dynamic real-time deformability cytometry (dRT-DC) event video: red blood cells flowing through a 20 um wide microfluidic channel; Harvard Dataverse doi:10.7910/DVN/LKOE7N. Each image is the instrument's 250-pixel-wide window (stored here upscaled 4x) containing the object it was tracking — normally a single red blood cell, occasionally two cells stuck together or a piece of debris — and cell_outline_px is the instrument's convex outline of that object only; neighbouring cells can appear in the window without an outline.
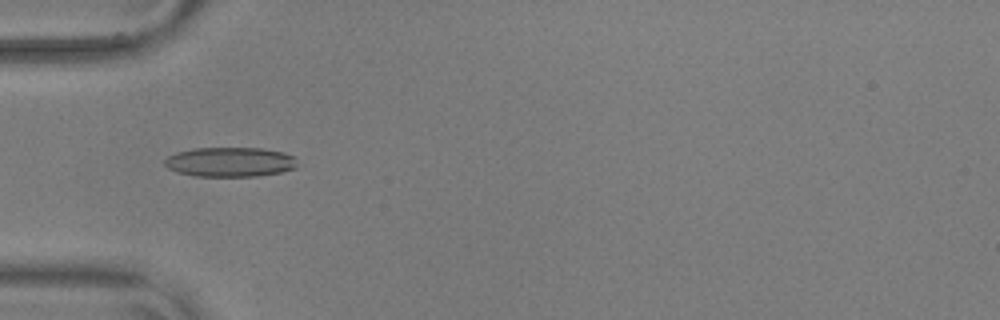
{"species": "common noctule bat (a hibernating species)", "species_latin": "Nyctalus noctula", "temperature_condition": "warm", "stored_images_in_passage": 38, "camera_frame_rate_fps": 3000, "um_per_image_px": 0.085, "animal": {"sex": "male", "body_mass_g": 17.9, "forearm_length_mm": 54.2}, "frame": {"image": 1, "passage_image": 1, "time_ms": 0.0, "image_size_px": [1000, 320], "cell_outline_px": [[296, 168], [280, 172], [256, 176], [196, 176], [180, 172], [168, 168], [164, 164], [164, 160], [168, 156], [176, 152], [196, 148], [264, 148], [284, 152], [292, 156], [296, 164]], "centroid_in_image_um": [19.55, 13.76], "position_along_channel_um": 65.5, "area_um2": 22.72}}
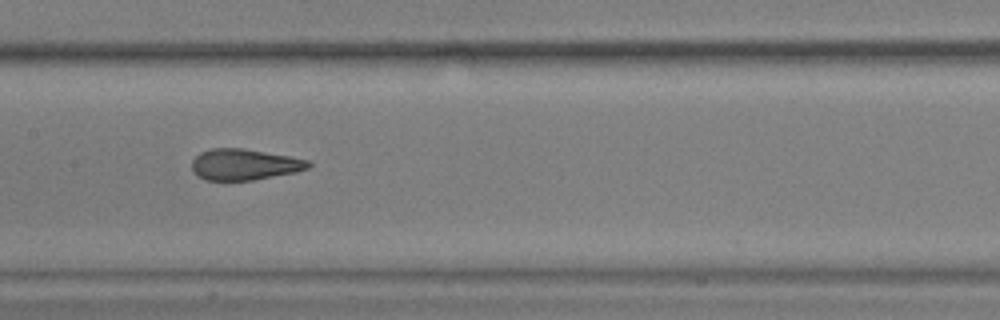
{"frame": {"image": 2, "passage_image": 11, "time_ms": 3.333, "image_size_px": [1000, 320], "cell_outline_px": [[312, 164], [308, 168], [296, 172], [252, 180], [204, 180], [196, 176], [192, 168], [192, 160], [200, 152], [212, 148], [244, 148], [292, 156], [312, 160]], "centroid_in_image_um": [20.8, 13.97], "position_along_channel_um": 186.6, "area_um2": 21.39}}
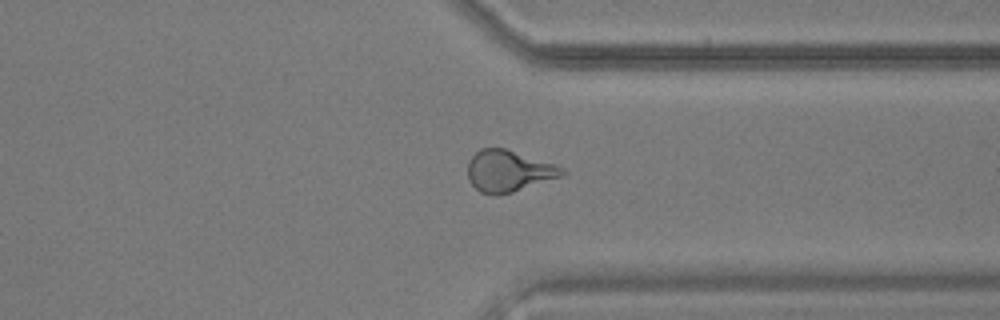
{"frame": {"image": 3, "passage_image": 26, "time_ms": 8.333, "image_size_px": [1000, 320], "cell_outline_px": [[568, 172], [564, 176], [512, 192], [496, 196], [492, 196], [480, 192], [468, 180], [468, 160], [480, 148], [504, 148], [556, 164], [564, 168]], "centroid_in_image_um": [43.25, 14.55], "position_along_channel_um": 368.2, "area_um2": 23.06}, "authors_computed_cell_mechanics": {"area_um2": 22.0796, "velocity_mm_per_s": 3.6456, "shape_relaxation_time_tau1_ms": 6.6876, "shape_relaxation_time_tau2_ms": 1.0976, "deformation_change_tau1": 0.2021, "deformation_change_tau2": 0.0956}}